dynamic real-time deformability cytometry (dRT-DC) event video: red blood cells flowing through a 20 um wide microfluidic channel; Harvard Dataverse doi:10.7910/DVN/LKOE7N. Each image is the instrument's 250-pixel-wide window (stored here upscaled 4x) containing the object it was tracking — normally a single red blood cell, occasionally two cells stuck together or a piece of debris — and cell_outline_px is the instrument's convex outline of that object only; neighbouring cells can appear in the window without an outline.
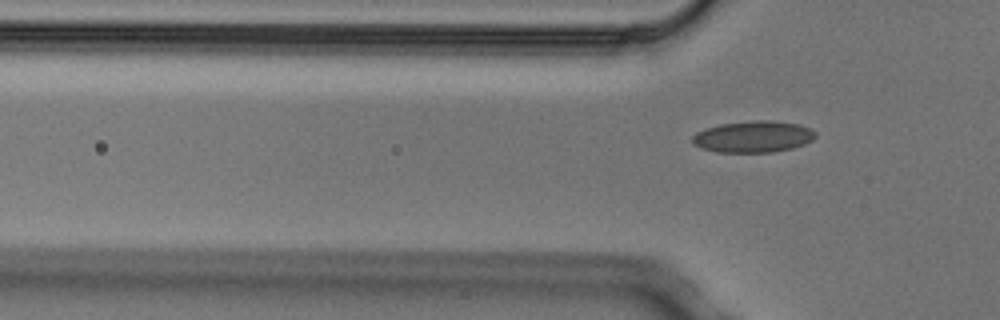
{"species": "Egyptian fruit bat (a non-hibernating species)", "species_latin": "Rousettus aegyptiacus", "temperature_condition": "cold", "stored_images_in_passage": 5, "segment_of_instrument_passage": [2, 2], "camera_frame_rate_fps": 3000, "um_per_image_px": 0.085, "animal": {"sex": "male"}, "frame": {"image": 1, "passage_image": 5, "time_ms": 1.333, "image_size_px": [1000, 320], "cell_outline_px": [[816, 136], [812, 140], [804, 144], [792, 148], [772, 152], [716, 152], [700, 148], [692, 144], [692, 136], [696, 132], [720, 124], [756, 120], [768, 120], [800, 124], [812, 128], [816, 132]], "centroid_in_image_um": [64.03, 11.62], "position_along_channel_um": 61.8, "area_um2": 22.72}}